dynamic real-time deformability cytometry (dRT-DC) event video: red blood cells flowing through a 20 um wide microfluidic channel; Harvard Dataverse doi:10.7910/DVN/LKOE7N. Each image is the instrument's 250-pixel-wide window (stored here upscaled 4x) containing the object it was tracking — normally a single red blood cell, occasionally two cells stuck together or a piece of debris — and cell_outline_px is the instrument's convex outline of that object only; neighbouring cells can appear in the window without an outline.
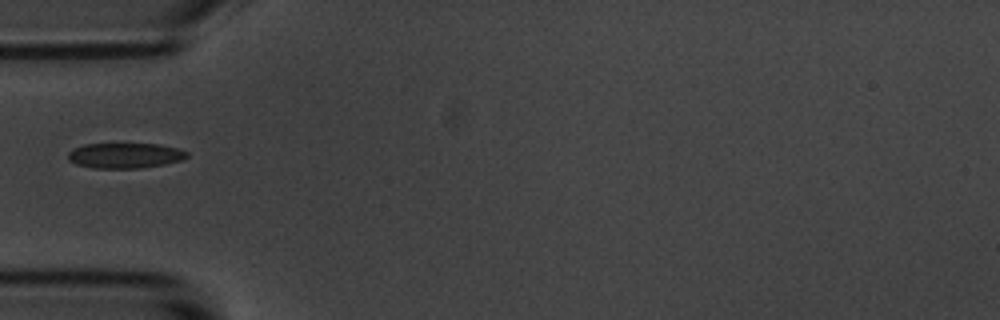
{"species": "common noctule bat (a hibernating species)", "species_latin": "Nyctalus noctula", "temperature_condition": "room temperature", "stored_images_in_passage": 3, "camera_frame_rate_fps": 3000, "um_per_image_px": 0.085, "animal": {"sex": "male", "body_mass_g": 20.1, "forearm_length_mm": 53.5}, "frame": {"image": 1, "passage_image": 1, "time_ms": 0.0, "image_size_px": [1000, 320], "cell_outline_px": [[188, 156], [180, 160], [164, 164], [140, 168], [92, 168], [76, 164], [68, 160], [68, 152], [72, 148], [84, 144], [160, 144], [176, 148], [188, 152]], "centroid_in_image_um": [10.58, 13.22], "position_along_channel_um": 74.4, "area_um2": 17.51}}
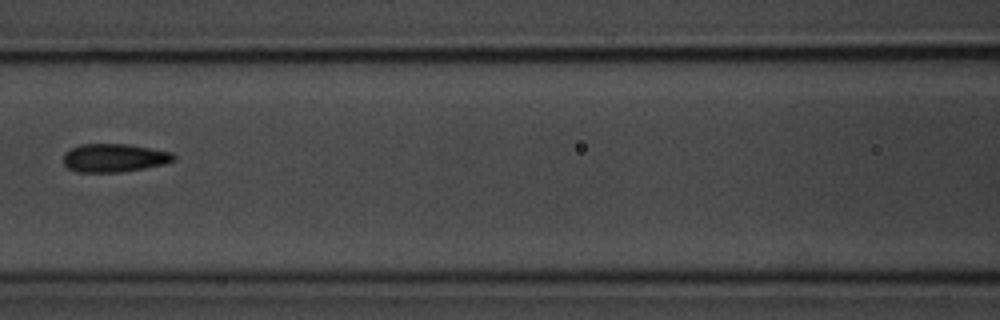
{"frame": {"image": 2, "passage_image": 3, "time_ms": 2.333, "image_size_px": [1000, 320], "cell_outline_px": [[176, 160], [164, 164], [144, 168], [120, 172], [76, 172], [68, 168], [64, 164], [64, 152], [80, 144], [128, 144], [172, 152], [176, 156]], "centroid_in_image_um": [9.71, 13.42], "position_along_channel_um": 156.9, "area_um2": 18.26}}